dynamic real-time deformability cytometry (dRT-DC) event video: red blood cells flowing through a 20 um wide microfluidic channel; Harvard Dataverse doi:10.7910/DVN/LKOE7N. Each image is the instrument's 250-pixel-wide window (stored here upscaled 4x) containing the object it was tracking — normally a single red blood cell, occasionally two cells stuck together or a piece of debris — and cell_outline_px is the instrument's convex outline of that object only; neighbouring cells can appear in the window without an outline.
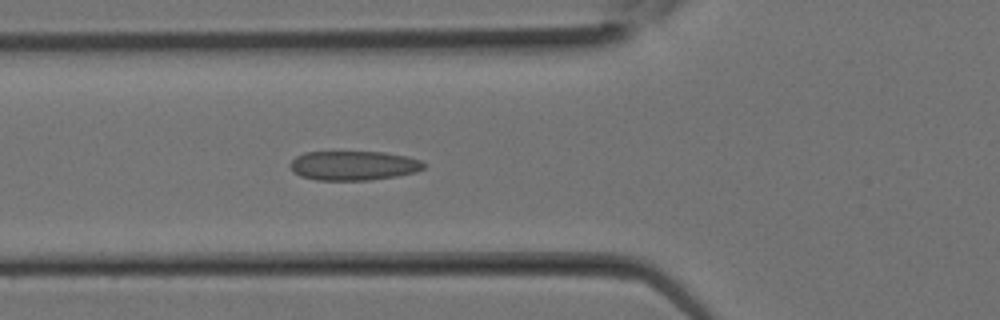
{"species": "Egyptian fruit bat (a non-hibernating species)", "species_latin": "Rousettus aegyptiacus", "temperature_condition": "room temperature", "stored_images_in_passage": 9, "camera_frame_rate_fps": 3000, "um_per_image_px": 0.085, "animal": {"sex": "female"}, "frame": {"image": 1, "passage_image": 9, "time_ms": 2.667, "image_size_px": [1000, 320], "cell_outline_px": [[428, 164], [424, 168], [416, 172], [396, 176], [368, 180], [316, 180], [300, 176], [292, 172], [288, 164], [296, 156], [304, 152], [384, 152], [408, 156], [420, 160]], "centroid_in_image_um": [30.04, 14.07], "position_along_channel_um": 95.8, "area_um2": 23.12}}